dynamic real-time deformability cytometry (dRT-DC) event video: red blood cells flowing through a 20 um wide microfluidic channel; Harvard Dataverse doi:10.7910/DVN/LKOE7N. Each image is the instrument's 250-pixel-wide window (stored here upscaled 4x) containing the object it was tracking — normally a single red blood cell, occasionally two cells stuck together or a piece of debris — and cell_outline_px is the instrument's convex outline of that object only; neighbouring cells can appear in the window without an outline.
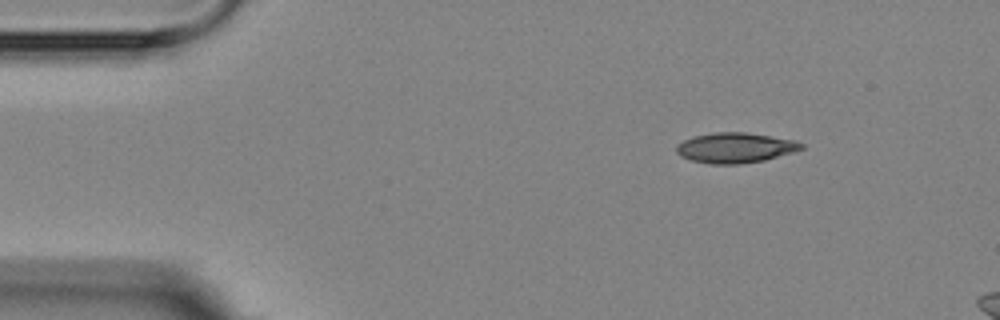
{"species": "Egyptian fruit bat (a non-hibernating species)", "species_latin": "Rousettus aegyptiacus", "temperature_condition": "room temperature", "stored_images_in_passage": 5, "camera_frame_rate_fps": 3000, "um_per_image_px": 0.085, "animal": {"sex": "female"}, "frame": {"image": 1, "passage_image": 5, "time_ms": 4.667, "image_size_px": [1000, 320], "cell_outline_px": [[804, 148], [792, 152], [764, 160], [740, 164], [712, 164], [692, 160], [680, 156], [676, 152], [676, 144], [684, 140], [696, 136], [716, 132], [744, 132], [796, 140], [804, 144]], "centroid_in_image_um": [62.49, 12.56], "position_along_channel_um": 22.5, "area_um2": 21.85}}